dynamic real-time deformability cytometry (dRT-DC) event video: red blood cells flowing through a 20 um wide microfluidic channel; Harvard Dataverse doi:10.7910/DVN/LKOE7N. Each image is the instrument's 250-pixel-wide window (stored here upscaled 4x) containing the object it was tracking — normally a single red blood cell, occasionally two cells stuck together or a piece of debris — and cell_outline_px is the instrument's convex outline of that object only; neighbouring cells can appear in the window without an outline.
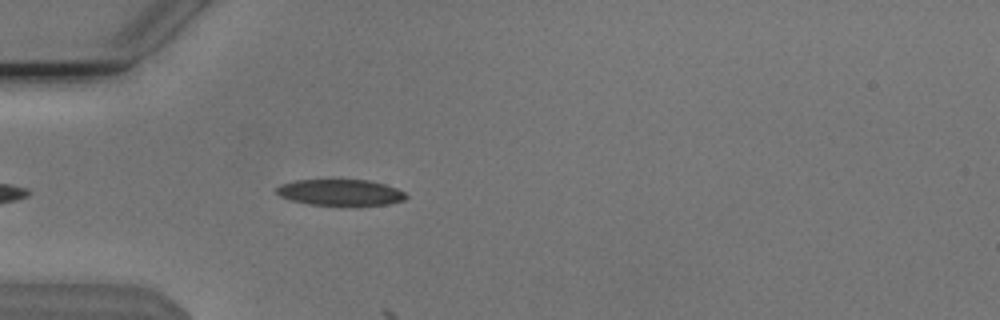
{"species": "Egyptian fruit bat (a non-hibernating species)", "species_latin": "Rousettus aegyptiacus", "temperature_condition": "cold", "stored_images_in_passage": 13, "camera_frame_rate_fps": 3000, "um_per_image_px": 0.085, "animal": {"sex": "male"}, "frame": {"image": 1, "passage_image": 2, "time_ms": 0.333, "image_size_px": [1000, 320], "cell_outline_px": [[408, 196], [404, 200], [388, 204], [356, 208], [352, 208], [308, 204], [292, 200], [280, 196], [276, 192], [276, 188], [280, 184], [296, 180], [368, 180], [384, 184], [396, 188], [404, 192]], "centroid_in_image_um": [28.97, 16.4], "position_along_channel_um": 56.0, "area_um2": 20.52}}
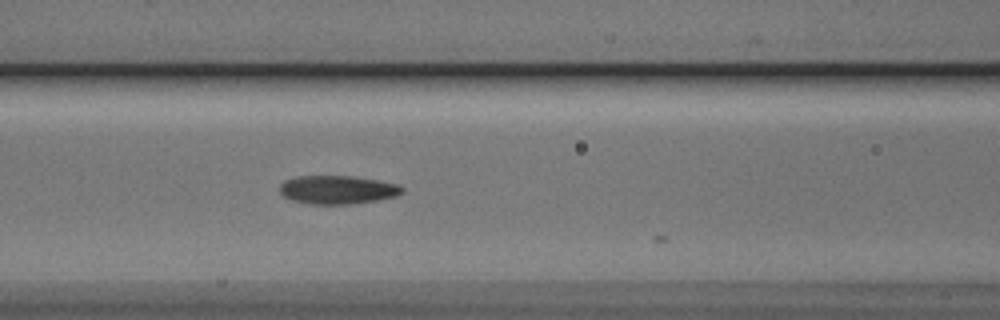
{"frame": {"image": 2, "passage_image": 9, "time_ms": 2.667, "image_size_px": [1000, 320], "cell_outline_px": [[404, 192], [396, 196], [380, 200], [348, 204], [308, 204], [292, 200], [284, 196], [280, 192], [280, 184], [284, 180], [296, 176], [352, 176], [400, 184], [404, 188]], "centroid_in_image_um": [28.7, 16.13], "position_along_channel_um": 137.9, "area_um2": 20.46}}
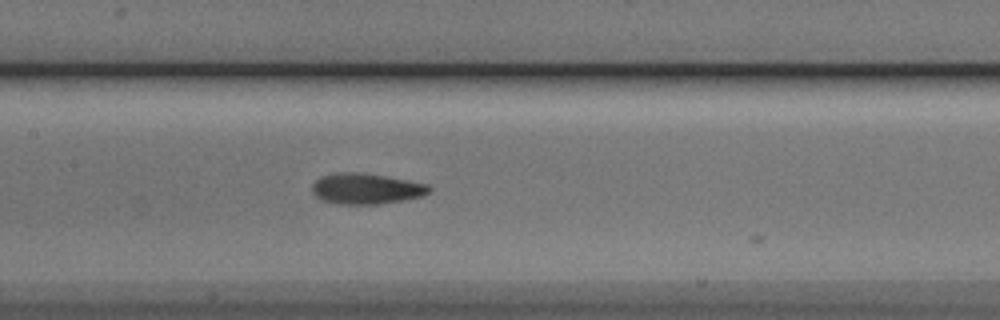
{"frame": {"image": 3, "passage_image": 12, "time_ms": 3.667, "image_size_px": [1000, 320], "cell_outline_px": [[432, 188], [424, 196], [404, 200], [380, 204], [340, 204], [320, 200], [312, 192], [312, 184], [320, 176], [336, 172], [364, 172], [428, 184]], "centroid_in_image_um": [31.11, 16.03], "position_along_channel_um": 176.3, "area_um2": 21.21}}